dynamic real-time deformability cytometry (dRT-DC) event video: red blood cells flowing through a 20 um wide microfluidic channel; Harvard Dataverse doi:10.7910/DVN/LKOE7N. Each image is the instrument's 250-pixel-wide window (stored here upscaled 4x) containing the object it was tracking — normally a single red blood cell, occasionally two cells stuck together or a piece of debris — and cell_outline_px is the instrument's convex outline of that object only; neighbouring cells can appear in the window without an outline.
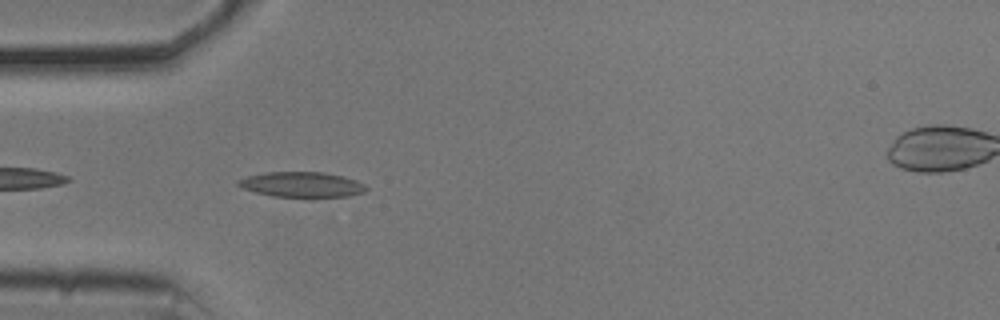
{"species": "common noctule bat (a hibernating species)", "species_latin": "Nyctalus noctula", "temperature_condition": "cold", "stored_images_in_passage": 41, "camera_frame_rate_fps": 3000, "um_per_image_px": 0.085, "animal": {"sex": "male", "body_mass_g": 20.5, "forearm_length_mm": 52.5}, "frame": {"image": 1, "passage_image": 3, "time_ms": 0.667, "image_size_px": [1000, 320], "cell_outline_px": [[368, 188], [364, 192], [348, 196], [272, 196], [256, 192], [244, 188], [236, 184], [236, 180], [248, 176], [264, 172], [324, 172], [344, 176], [356, 180], [364, 184]], "centroid_in_image_um": [25.65, 15.67], "position_along_channel_um": 59.3, "area_um2": 18.61}}
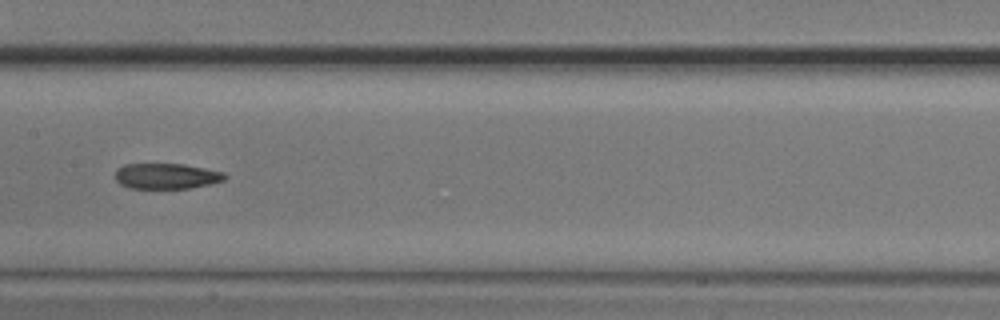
{"frame": {"image": 2, "passage_image": 14, "time_ms": 4.333, "image_size_px": [1000, 320], "cell_outline_px": [[228, 176], [224, 180], [212, 184], [188, 188], [128, 188], [120, 184], [116, 180], [116, 168], [124, 164], [184, 164], [224, 172]], "centroid_in_image_um": [14.15, 14.96], "position_along_channel_um": 193.2, "area_um2": 16.42}}
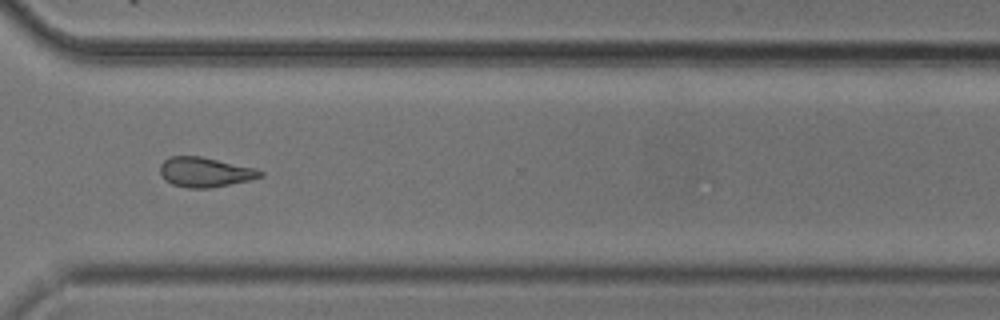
{"frame": {"image": 3, "passage_image": 27, "time_ms": 8.667, "image_size_px": [1000, 320], "cell_outline_px": [[264, 176], [248, 180], [208, 188], [188, 188], [172, 184], [164, 180], [160, 172], [160, 164], [168, 156], [200, 156], [256, 168], [264, 172]], "centroid_in_image_um": [17.4, 14.62], "position_along_channel_um": 353.2, "area_um2": 17.34}, "authors_computed_cell_mechanics": {"area_um2": 17.34, "velocity_mm_per_s": 3.7006, "shape_relaxation_time_tau1_ms": null, "shape_relaxation_time_tau2_ms": 7.9153, "deformation_change_tau1": null, "deformation_change_tau2": 0.1658}}